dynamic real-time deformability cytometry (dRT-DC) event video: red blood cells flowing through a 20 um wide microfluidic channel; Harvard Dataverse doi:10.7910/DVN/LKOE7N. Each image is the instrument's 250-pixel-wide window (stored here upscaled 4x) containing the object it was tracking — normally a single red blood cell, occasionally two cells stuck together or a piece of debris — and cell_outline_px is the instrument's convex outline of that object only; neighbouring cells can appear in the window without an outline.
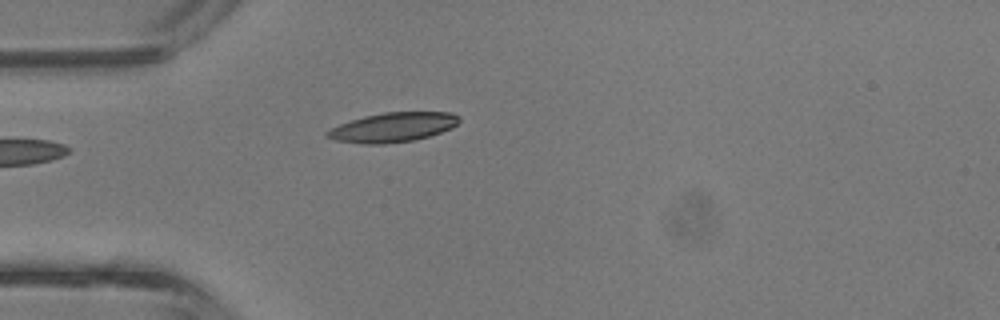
{"species": "common noctule bat (a hibernating species)", "species_latin": "Nyctalus noctula", "temperature_condition": "room temperature", "stored_images_in_passage": 3, "camera_frame_rate_fps": 3000, "um_per_image_px": 0.085, "animal": {"sex": "male", "body_mass_g": 13.3}, "frame": {"image": 1, "passage_image": 3, "time_ms": 0.667, "image_size_px": [1000, 320], "cell_outline_px": [[460, 120], [452, 128], [428, 136], [412, 140], [384, 144], [364, 144], [336, 140], [324, 136], [324, 132], [340, 124], [364, 116], [384, 112], [452, 112], [460, 116]], "centroid_in_image_um": [33.39, 10.81], "position_along_channel_um": 51.6, "area_um2": 22.54}}